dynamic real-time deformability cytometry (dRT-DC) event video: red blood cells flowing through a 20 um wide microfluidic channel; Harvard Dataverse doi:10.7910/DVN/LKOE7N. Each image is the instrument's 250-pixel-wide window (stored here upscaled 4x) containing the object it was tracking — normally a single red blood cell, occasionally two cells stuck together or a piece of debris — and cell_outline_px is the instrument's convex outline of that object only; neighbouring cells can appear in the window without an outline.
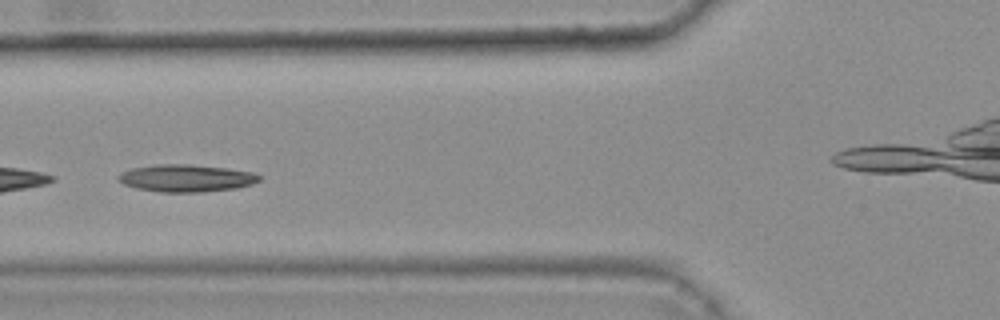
{"species": "common noctule bat (a hibernating species)", "species_latin": "Nyctalus noctula", "temperature_condition": "warm", "stored_images_in_passage": 21, "camera_frame_rate_fps": 3000, "um_per_image_px": 0.085, "animal": {"sex": "female", "body_mass_g": 25.1}, "frame": {"image": 1, "passage_image": 12, "time_ms": 3.667, "image_size_px": [1000, 320], "cell_outline_px": [[264, 176], [260, 180], [252, 184], [236, 188], [200, 192], [160, 192], [136, 188], [124, 184], [116, 180], [116, 176], [132, 168], [156, 164], [192, 164], [228, 168], [252, 172]], "centroid_in_image_um": [15.84, 15.14], "position_along_channel_um": 110.0, "area_um2": 22.6}}
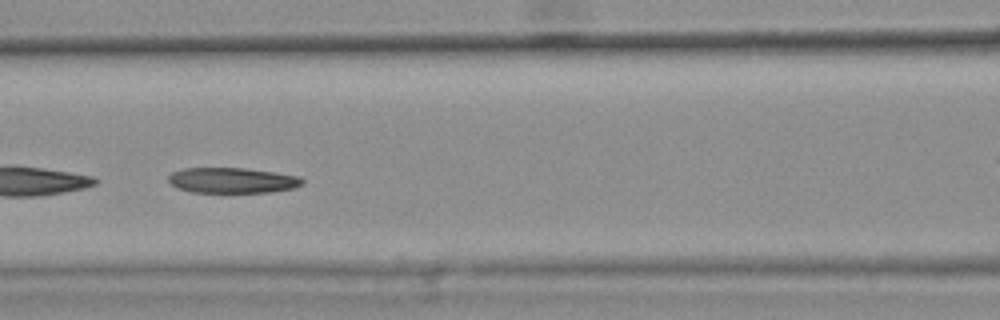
{"frame": {"image": 2, "passage_image": 15, "time_ms": 4.667, "image_size_px": [1000, 320], "cell_outline_px": [[304, 184], [296, 188], [272, 192], [192, 192], [176, 188], [168, 180], [168, 176], [172, 172], [184, 168], [244, 168], [276, 172], [300, 176], [304, 180]], "centroid_in_image_um": [19.79, 15.33], "position_along_channel_um": 146.8, "area_um2": 20.06}}